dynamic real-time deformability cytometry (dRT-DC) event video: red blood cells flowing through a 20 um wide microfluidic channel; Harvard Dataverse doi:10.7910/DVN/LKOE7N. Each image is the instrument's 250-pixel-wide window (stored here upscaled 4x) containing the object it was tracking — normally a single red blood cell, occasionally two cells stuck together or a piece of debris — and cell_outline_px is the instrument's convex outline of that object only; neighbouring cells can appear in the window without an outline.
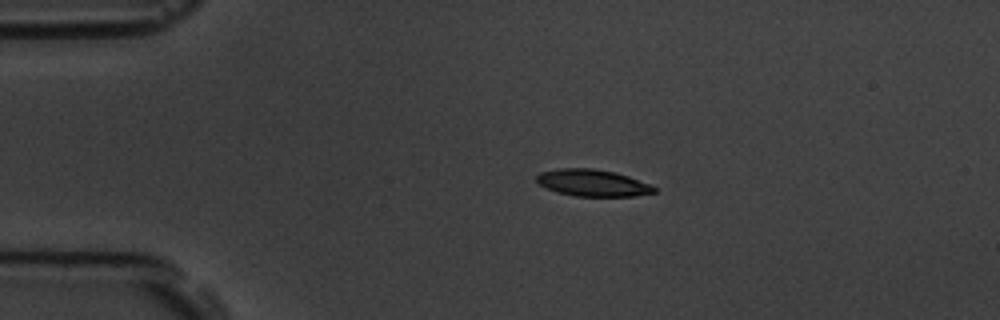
{"species": "common noctule bat (a hibernating species)", "species_latin": "Nyctalus noctula", "temperature_condition": "room temperature", "stored_images_in_passage": 13, "camera_frame_rate_fps": 3000, "um_per_image_px": 0.085, "animal": {"sex": "male", "body_mass_g": 19.5, "forearm_length_mm": 54.6}, "frame": {"image": 1, "passage_image": 1, "time_ms": 0.0, "image_size_px": [1000, 320], "cell_outline_px": [[656, 192], [636, 196], [576, 196], [556, 192], [540, 184], [536, 180], [536, 176], [540, 172], [560, 168], [592, 168], [616, 172], [652, 184], [656, 188]], "centroid_in_image_um": [50.41, 15.54], "position_along_channel_um": 34.6, "area_um2": 18.44}}
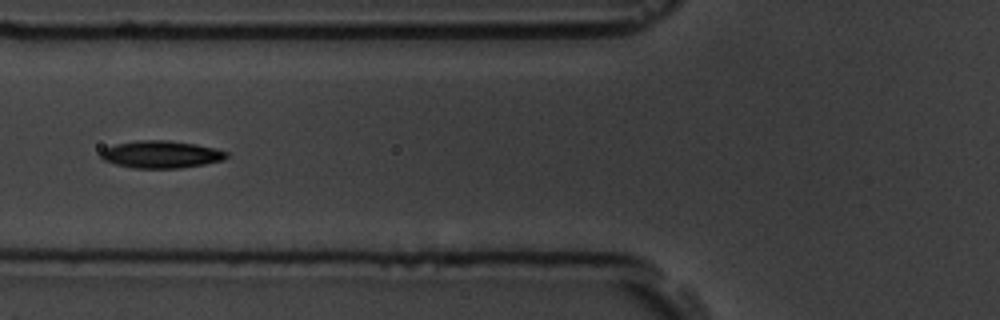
{"frame": {"image": 2, "passage_image": 4, "time_ms": 3.333, "image_size_px": [1000, 320], "cell_outline_px": [[228, 156], [224, 160], [204, 164], [180, 168], [132, 168], [116, 164], [104, 160], [100, 156], [100, 152], [104, 148], [116, 144], [136, 140], [168, 140], [196, 144], [216, 148], [228, 152]], "centroid_in_image_um": [13.7, 13.12], "position_along_channel_um": 112.1, "area_um2": 20.11}}
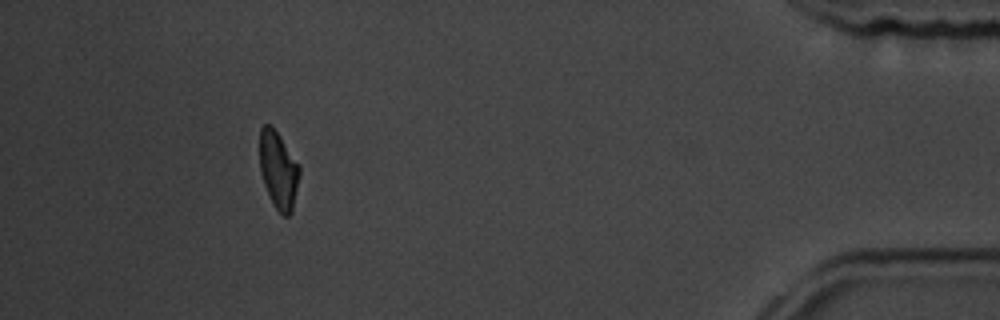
{"frame": {"image": 3, "passage_image": 12, "time_ms": 13.333, "image_size_px": [1000, 320], "cell_outline_px": [[300, 172], [292, 212], [288, 216], [284, 216], [272, 204], [264, 184], [260, 172], [260, 128], [264, 124], [272, 124], [280, 136], [300, 168]], "centroid_in_image_um": [23.64, 14.45], "position_along_channel_um": 411.6, "area_um2": 17.8}, "authors_computed_cell_mechanics": {"area_um2": 18.6116, "velocity_mm_per_s": 3.5974, "shape_relaxation_time_tau1_ms": 5.9437, "shape_relaxation_time_tau2_ms": 5.1083, "deformation_change_tau1": 0.1185, "deformation_change_tau2": 0.1008}}